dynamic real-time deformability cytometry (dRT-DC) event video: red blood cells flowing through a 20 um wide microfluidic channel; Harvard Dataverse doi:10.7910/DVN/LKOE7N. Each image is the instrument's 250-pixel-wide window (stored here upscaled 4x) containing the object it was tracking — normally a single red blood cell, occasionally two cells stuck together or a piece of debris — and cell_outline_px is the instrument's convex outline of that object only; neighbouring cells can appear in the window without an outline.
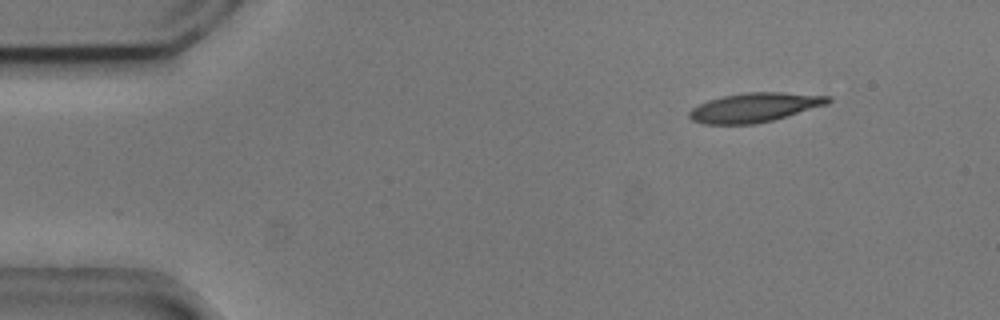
{"species": "common noctule bat (a hibernating species)", "species_latin": "Nyctalus noctula", "temperature_condition": "cold", "stored_images_in_passage": 4, "camera_frame_rate_fps": 3000, "um_per_image_px": 0.085, "animal": {"sex": "male", "body_mass_g": 20.5, "forearm_length_mm": 52.5}, "frame": {"image": 1, "passage_image": 4, "time_ms": 1.0, "image_size_px": [1000, 320], "cell_outline_px": [[832, 100], [828, 104], [772, 120], [756, 124], [704, 124], [692, 120], [688, 116], [688, 112], [692, 108], [708, 100], [724, 96], [748, 92], [780, 92], [832, 96]], "centroid_in_image_um": [64.14, 9.13], "position_along_channel_um": 20.9, "area_um2": 23.52}}